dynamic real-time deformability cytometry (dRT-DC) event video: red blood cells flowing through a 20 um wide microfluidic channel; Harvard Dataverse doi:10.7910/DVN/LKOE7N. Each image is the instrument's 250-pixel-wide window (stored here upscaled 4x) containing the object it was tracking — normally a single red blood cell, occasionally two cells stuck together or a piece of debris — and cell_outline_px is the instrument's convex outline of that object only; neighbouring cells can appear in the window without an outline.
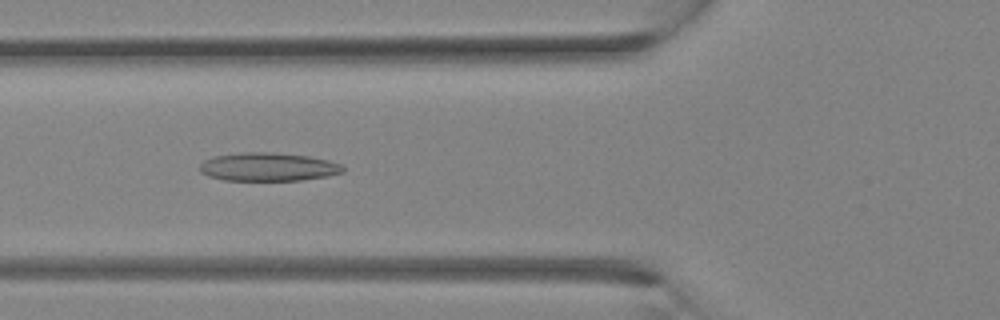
{"species": "Egyptian fruit bat (a non-hibernating species)", "species_latin": "Rousettus aegyptiacus", "temperature_condition": "room temperature", "stored_images_in_passage": 33, "camera_frame_rate_fps": 3000, "um_per_image_px": 0.085, "animal": {"sex": "female"}, "frame": {"image": 1, "passage_image": 12, "time_ms": 3.667, "image_size_px": [1000, 320], "cell_outline_px": [[344, 172], [328, 176], [300, 180], [224, 180], [208, 176], [200, 172], [200, 164], [204, 160], [212, 156], [240, 152], [272, 152], [308, 156], [328, 160], [344, 164]], "centroid_in_image_um": [22.79, 14.18], "position_along_channel_um": 103.0, "area_um2": 23.87}}
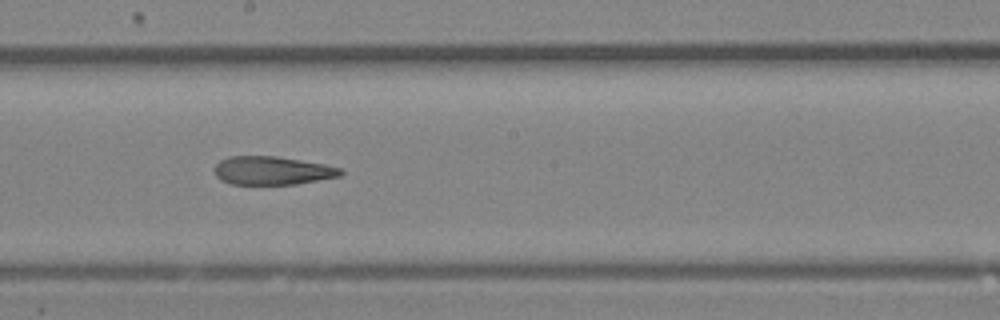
{"frame": {"image": 2, "passage_image": 18, "time_ms": 5.667, "image_size_px": [1000, 320], "cell_outline_px": [[344, 172], [340, 176], [296, 184], [232, 184], [220, 180], [216, 176], [216, 164], [220, 160], [228, 156], [276, 156], [324, 164], [340, 168]], "centroid_in_image_um": [23.13, 14.5], "position_along_channel_um": 225.1, "area_um2": 20.75}}
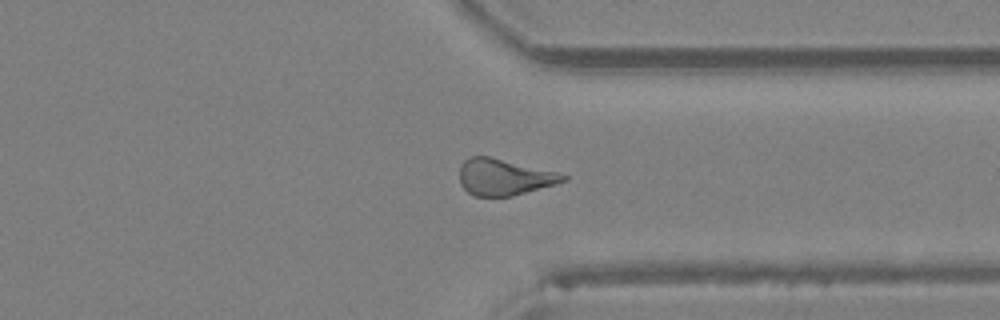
{"frame": {"image": 3, "passage_image": 25, "time_ms": 8.0, "image_size_px": [1000, 320], "cell_outline_px": [[568, 180], [556, 184], [512, 196], [472, 196], [460, 184], [460, 168], [464, 160], [468, 156], [488, 156], [556, 172], [568, 176]], "centroid_in_image_um": [42.83, 15.06], "position_along_channel_um": 368.6, "area_um2": 21.79}}